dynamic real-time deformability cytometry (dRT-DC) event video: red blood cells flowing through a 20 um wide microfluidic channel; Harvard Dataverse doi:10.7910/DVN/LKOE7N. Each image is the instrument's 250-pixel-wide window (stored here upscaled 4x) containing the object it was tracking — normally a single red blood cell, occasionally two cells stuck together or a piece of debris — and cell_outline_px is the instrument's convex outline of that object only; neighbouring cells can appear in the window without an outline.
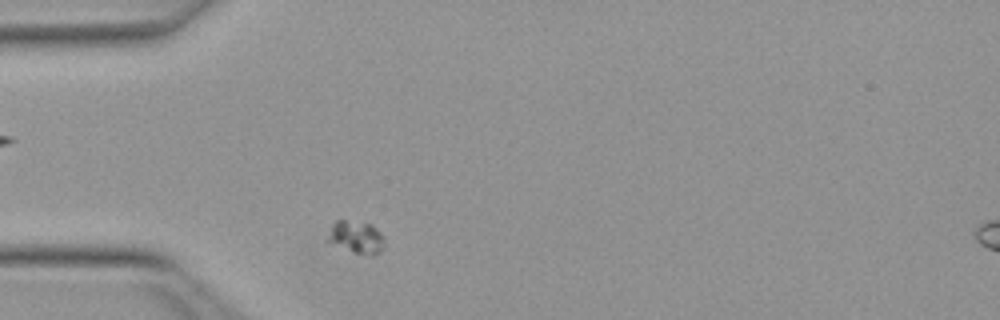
{"species": "Egyptian fruit bat (a non-hibernating species)", "species_latin": "Rousettus aegyptiacus", "temperature_condition": "warm", "stored_images_in_passage": 36, "camera_frame_rate_fps": 3000, "um_per_image_px": 0.085, "animal": {"sex": "female"}, "frame": {"image": 1, "passage_image": 2, "time_ms": 0.333, "image_size_px": [1000, 320], "cell_outline_px": [[384, 248], [380, 252], [372, 256], [352, 252], [324, 240], [332, 224], [336, 220], [344, 220], [372, 224], [384, 236]], "centroid_in_image_um": [30.27, 20.17], "position_along_channel_um": 54.7, "area_um2": 10.98}}
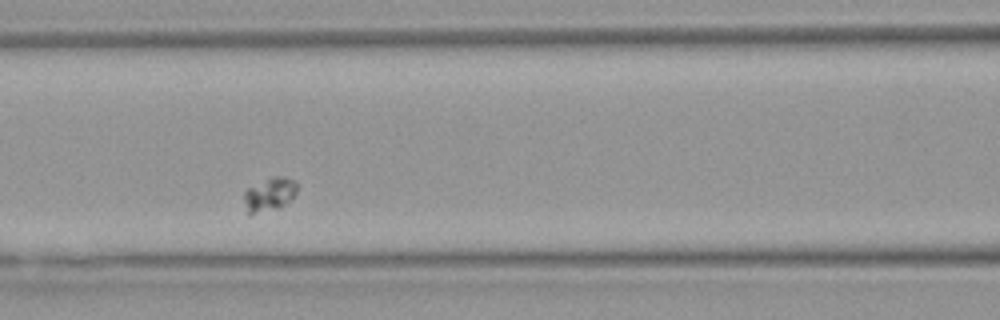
{"frame": {"image": 2, "passage_image": 10, "time_ms": 3.0, "image_size_px": [1000, 320], "cell_outline_px": [[296, 192], [292, 200], [280, 208], [248, 216], [244, 200], [244, 192], [248, 188], [272, 176], [284, 176], [296, 180]], "centroid_in_image_um": [22.91, 16.55], "position_along_channel_um": 143.7, "area_um2": 10.64}}
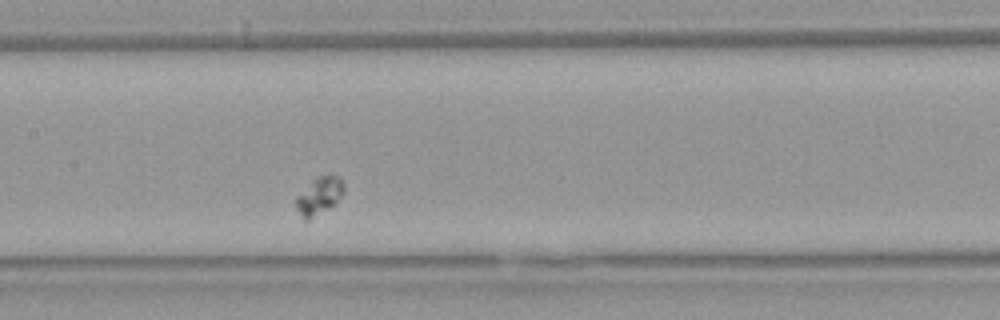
{"frame": {"image": 3, "passage_image": 13, "time_ms": 4.0, "image_size_px": [1000, 320], "cell_outline_px": [[344, 192], [336, 204], [308, 220], [304, 220], [296, 208], [296, 196], [316, 176], [340, 176], [344, 180]], "centroid_in_image_um": [27.16, 16.64], "position_along_channel_um": 180.2, "area_um2": 10.52}}